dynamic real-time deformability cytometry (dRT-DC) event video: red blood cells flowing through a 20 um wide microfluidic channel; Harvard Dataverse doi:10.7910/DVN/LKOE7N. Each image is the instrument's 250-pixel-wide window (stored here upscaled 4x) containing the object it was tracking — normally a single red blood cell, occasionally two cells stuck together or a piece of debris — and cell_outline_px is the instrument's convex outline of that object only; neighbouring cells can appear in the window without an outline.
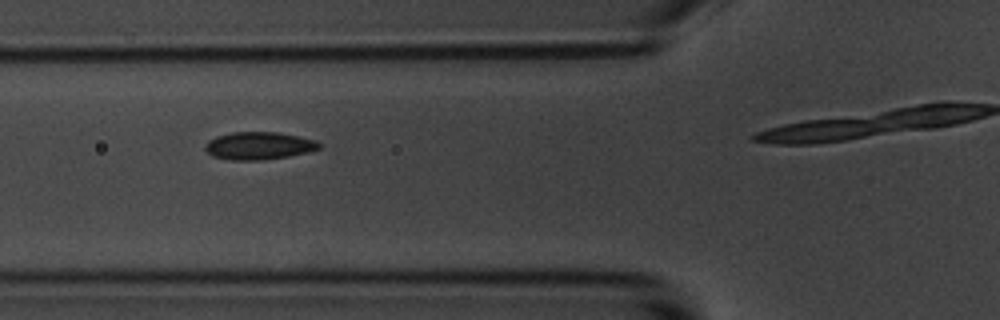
{"species": "common noctule bat (a hibernating species)", "species_latin": "Nyctalus noctula", "temperature_condition": "room temperature", "stored_images_in_passage": 5, "camera_frame_rate_fps": 3000, "um_per_image_px": 0.085, "animal": {"sex": "male", "body_mass_g": 20.1, "forearm_length_mm": 53.5}, "frame": {"image": 1, "passage_image": 3, "time_ms": 2.333, "image_size_px": [1000, 320], "cell_outline_px": [[320, 148], [308, 152], [288, 156], [264, 160], [232, 160], [212, 156], [204, 148], [204, 144], [208, 140], [216, 136], [232, 132], [280, 132], [316, 140], [320, 144]], "centroid_in_image_um": [21.98, 12.38], "position_along_channel_um": 103.8, "area_um2": 18.44}}
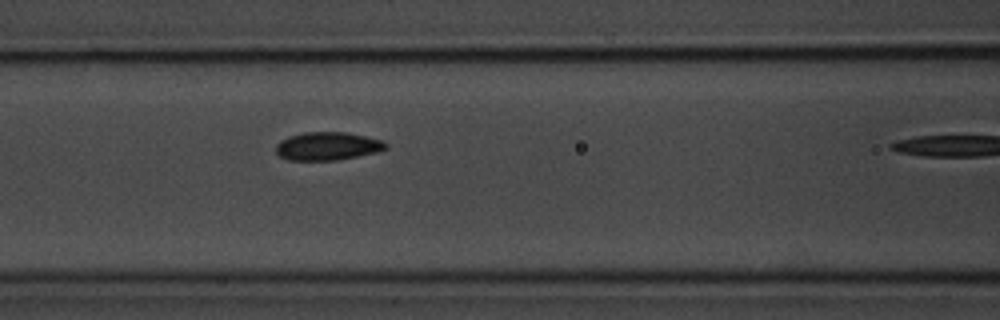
{"frame": {"image": 2, "passage_image": 4, "time_ms": 3.333, "image_size_px": [1000, 320], "cell_outline_px": [[388, 148], [376, 152], [336, 160], [288, 160], [280, 156], [276, 152], [276, 144], [280, 140], [288, 136], [304, 132], [344, 132], [384, 140], [388, 144]], "centroid_in_image_um": [27.83, 12.41], "position_along_channel_um": 138.8, "area_um2": 18.03}}